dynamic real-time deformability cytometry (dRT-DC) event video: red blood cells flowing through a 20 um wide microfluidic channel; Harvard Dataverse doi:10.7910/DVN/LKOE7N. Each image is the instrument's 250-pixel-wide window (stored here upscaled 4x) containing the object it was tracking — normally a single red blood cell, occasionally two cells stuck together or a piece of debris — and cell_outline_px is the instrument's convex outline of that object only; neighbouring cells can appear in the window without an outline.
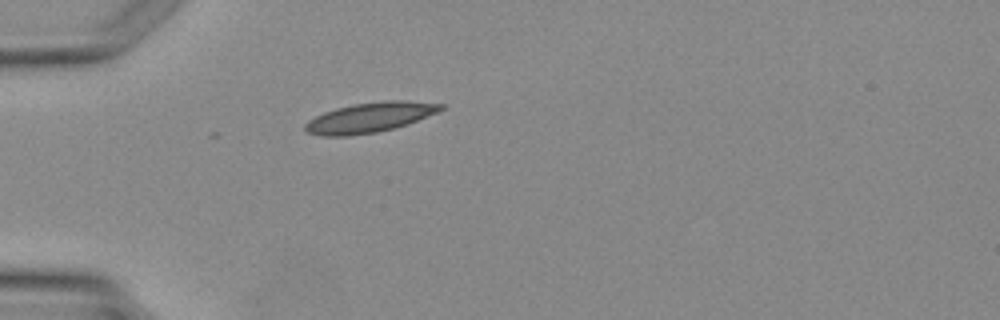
{"species": "Egyptian fruit bat (a non-hibernating species)", "species_latin": "Rousettus aegyptiacus", "temperature_condition": "warm", "stored_images_in_passage": 4, "camera_frame_rate_fps": 3000, "um_per_image_px": 0.085, "animal": {"sex": "female"}, "frame": {"image": 1, "passage_image": 4, "time_ms": 4.333, "image_size_px": [1000, 320], "cell_outline_px": [[444, 108], [436, 112], [408, 124], [376, 132], [348, 136], [320, 136], [308, 132], [304, 128], [304, 124], [308, 120], [324, 112], [336, 108], [352, 104], [384, 100], [404, 100], [444, 104]], "centroid_in_image_um": [31.4, 9.98], "position_along_channel_um": 53.6, "area_um2": 23.58}}